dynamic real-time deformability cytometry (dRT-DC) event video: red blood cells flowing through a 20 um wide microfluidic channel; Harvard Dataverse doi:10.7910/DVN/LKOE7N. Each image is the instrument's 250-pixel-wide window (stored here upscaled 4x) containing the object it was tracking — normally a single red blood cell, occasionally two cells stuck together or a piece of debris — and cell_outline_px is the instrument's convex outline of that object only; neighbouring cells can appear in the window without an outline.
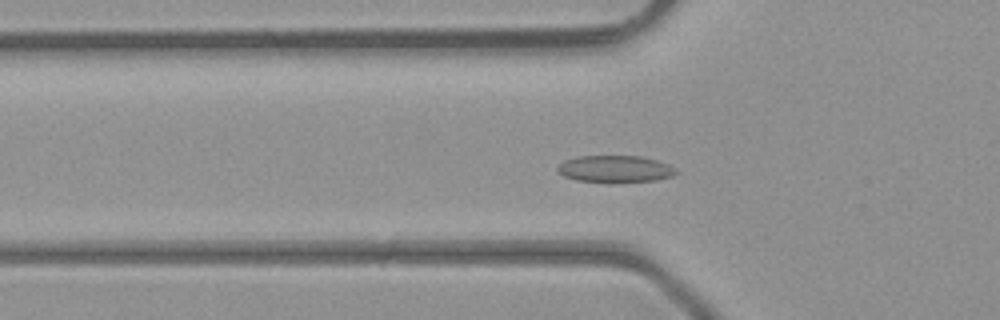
{"species": "common noctule bat (a hibernating species)", "species_latin": "Nyctalus noctula", "temperature_condition": "room temperature", "stored_images_in_passage": 36, "camera_frame_rate_fps": 3000, "um_per_image_px": 0.085, "animal": {"sex": "male", "body_mass_g": 23.1, "forearm_length_mm": 52.7}, "frame": {"image": 1, "passage_image": 5, "time_ms": 1.333, "image_size_px": [1000, 320], "cell_outline_px": [[680, 172], [672, 176], [656, 180], [612, 184], [608, 184], [576, 180], [564, 176], [556, 168], [564, 160], [576, 156], [640, 156], [656, 160], [668, 164], [676, 168]], "centroid_in_image_um": [52.3, 14.39], "position_along_channel_um": 73.5, "area_um2": 19.13}}
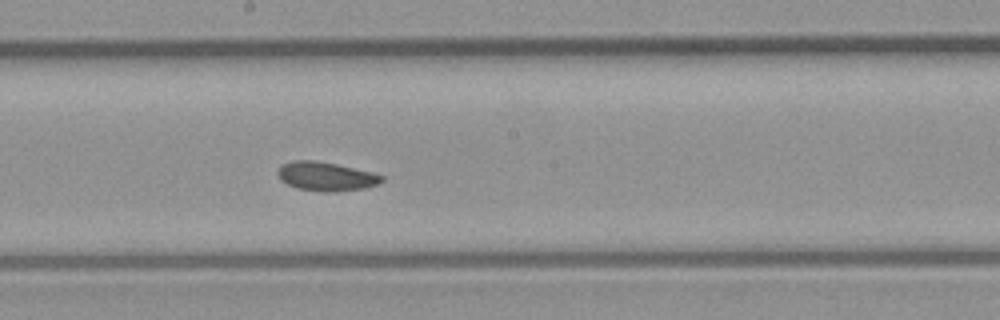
{"frame": {"image": 2, "passage_image": 15, "time_ms": 4.667, "image_size_px": [1000, 320], "cell_outline_px": [[384, 180], [380, 184], [364, 188], [336, 192], [324, 192], [296, 188], [280, 180], [276, 172], [280, 164], [292, 160], [312, 160], [336, 164], [372, 172], [384, 176]], "centroid_in_image_um": [27.69, 14.99], "position_along_channel_um": 220.5, "area_um2": 17.74}}
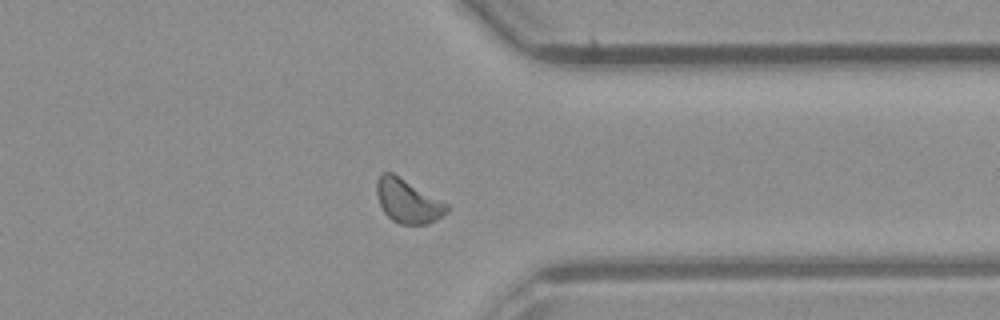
{"frame": {"image": 3, "passage_image": 26, "time_ms": 8.333, "image_size_px": [1000, 320], "cell_outline_px": [[448, 212], [436, 220], [428, 224], [400, 224], [392, 220], [384, 212], [380, 204], [376, 192], [376, 184], [380, 172], [392, 172], [448, 204]], "centroid_in_image_um": [34.65, 17.09], "position_along_channel_um": 376.7, "area_um2": 17.8}, "authors_computed_cell_mechanics": {"area_um2": 17.5423, "velocity_mm_per_s": 4.3765, "shape_relaxation_time_tau1_ms": 4.5314, "shape_relaxation_time_tau2_ms": 2.4181, "deformation_change_tau1": 0.0807, "deformation_change_tau2": 0.0653}}